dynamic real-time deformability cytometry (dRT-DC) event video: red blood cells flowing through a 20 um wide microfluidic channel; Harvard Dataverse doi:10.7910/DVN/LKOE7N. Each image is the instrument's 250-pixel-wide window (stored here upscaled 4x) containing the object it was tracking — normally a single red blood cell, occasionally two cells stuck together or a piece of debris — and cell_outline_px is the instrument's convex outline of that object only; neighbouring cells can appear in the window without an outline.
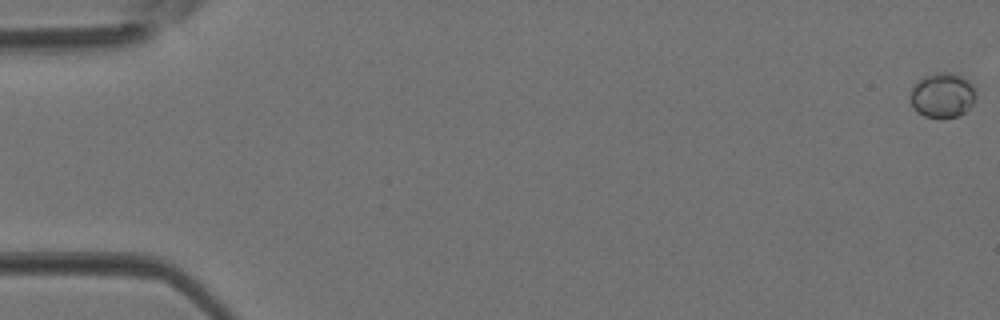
{"species": "Egyptian fruit bat (a non-hibernating species)", "species_latin": "Rousettus aegyptiacus", "temperature_condition": "room temperature", "stored_images_in_passage": 5, "camera_frame_rate_fps": 3000, "um_per_image_px": 0.085, "animal": {"sex": "female"}, "frame": {"image": 1, "passage_image": 1, "time_ms": 0.0, "image_size_px": [1000, 320], "cell_outline_px": [[976, 96], [972, 104], [960, 116], [924, 116], [916, 112], [912, 104], [912, 88], [924, 76], [936, 72], [956, 72], [968, 80], [976, 88]], "centroid_in_image_um": [80.16, 8.06], "position_along_channel_um": 4.8, "area_um2": 16.94}}
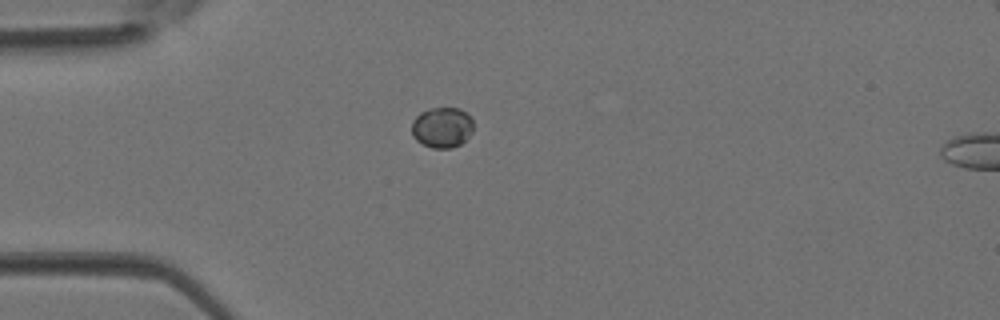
{"frame": {"image": 2, "passage_image": 4, "time_ms": 1.0, "image_size_px": [1000, 320], "cell_outline_px": [[472, 132], [460, 144], [452, 148], [432, 148], [416, 140], [412, 136], [412, 120], [420, 112], [428, 108], [460, 108], [472, 120]], "centroid_in_image_um": [37.54, 10.83], "position_along_channel_um": 47.5, "area_um2": 14.51}}